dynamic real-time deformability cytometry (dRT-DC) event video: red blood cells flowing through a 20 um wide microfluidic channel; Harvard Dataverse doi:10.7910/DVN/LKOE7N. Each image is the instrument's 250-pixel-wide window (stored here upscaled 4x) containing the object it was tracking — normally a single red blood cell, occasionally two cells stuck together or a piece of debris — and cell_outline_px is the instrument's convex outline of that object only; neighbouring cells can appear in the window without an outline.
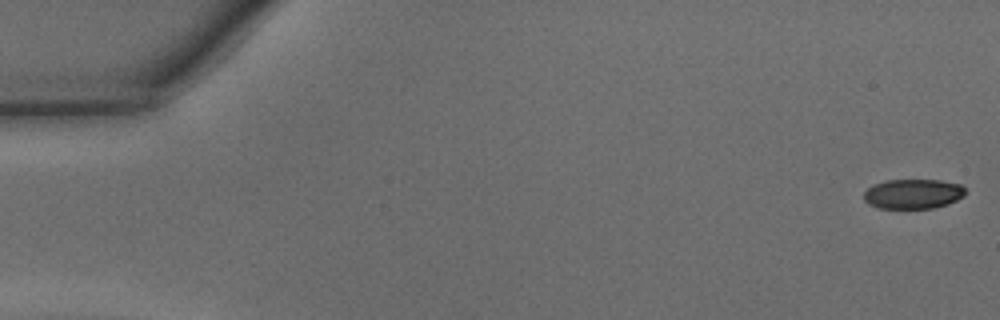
{"species": "common noctule bat (a hibernating species)", "species_latin": "Nyctalus noctula", "temperature_condition": "warm", "stored_images_in_passage": 14, "camera_frame_rate_fps": 3000, "um_per_image_px": 0.085, "animal": {"sex": "male", "body_mass_g": 15.6}, "frame": {"image": 1, "passage_image": 1, "time_ms": 0.0, "image_size_px": [1000, 320], "cell_outline_px": [[964, 196], [948, 204], [932, 208], [880, 208], [868, 204], [864, 200], [864, 192], [872, 184], [884, 180], [940, 180], [960, 184], [964, 188]], "centroid_in_image_um": [77.58, 16.47], "position_along_channel_um": 7.4, "area_um2": 17.63}}
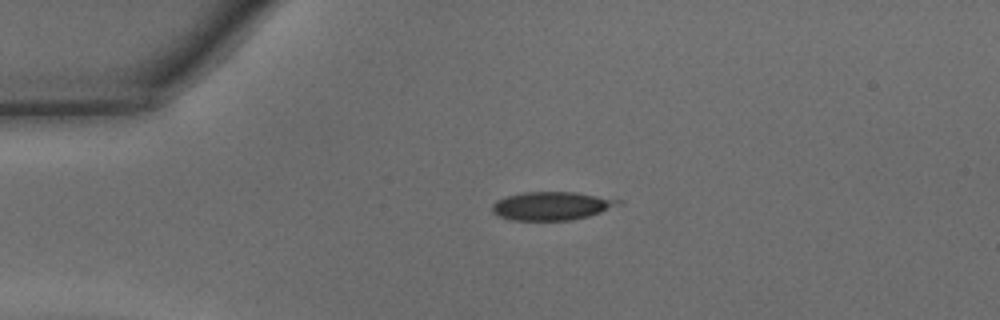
{"frame": {"image": 2, "passage_image": 11, "time_ms": 3.333, "image_size_px": [1000, 320], "cell_outline_px": [[624, 200], [620, 204], [600, 212], [588, 216], [572, 220], [512, 220], [500, 216], [492, 212], [492, 204], [496, 200], [508, 196], [524, 192], [576, 192]], "centroid_in_image_um": [46.9, 17.49], "position_along_channel_um": 38.1, "area_um2": 20.75}}